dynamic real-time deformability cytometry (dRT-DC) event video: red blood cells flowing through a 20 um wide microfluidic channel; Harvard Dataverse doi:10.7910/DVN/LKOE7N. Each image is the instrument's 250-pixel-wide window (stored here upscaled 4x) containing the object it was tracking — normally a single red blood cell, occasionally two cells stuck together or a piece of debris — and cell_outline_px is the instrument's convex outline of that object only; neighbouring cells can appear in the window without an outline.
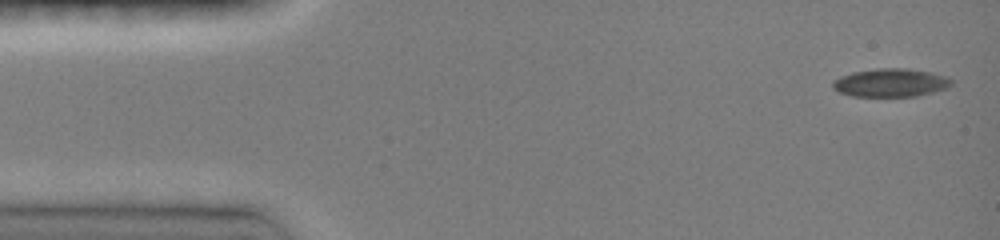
{"species": "common noctule bat (a hibernating species)", "species_latin": "Nyctalus noctula", "temperature_condition": "room temperature", "stored_images_in_passage": 5, "camera_frame_rate_fps": 3000, "um_per_image_px": 0.085, "animal": {"sex": "female", "body_mass_g": 19.0, "forearm_length_mm": 51.5}, "frame": {"image": 1, "passage_image": 1, "time_ms": 0.0, "image_size_px": [1000, 240], "cell_outline_px": [[952, 84], [948, 88], [916, 96], [852, 96], [836, 92], [832, 88], [832, 80], [840, 76], [852, 72], [876, 68], [908, 68], [948, 76], [952, 80]], "centroid_in_image_um": [75.67, 7.03], "position_along_channel_um": 9.3, "area_um2": 19.77}}